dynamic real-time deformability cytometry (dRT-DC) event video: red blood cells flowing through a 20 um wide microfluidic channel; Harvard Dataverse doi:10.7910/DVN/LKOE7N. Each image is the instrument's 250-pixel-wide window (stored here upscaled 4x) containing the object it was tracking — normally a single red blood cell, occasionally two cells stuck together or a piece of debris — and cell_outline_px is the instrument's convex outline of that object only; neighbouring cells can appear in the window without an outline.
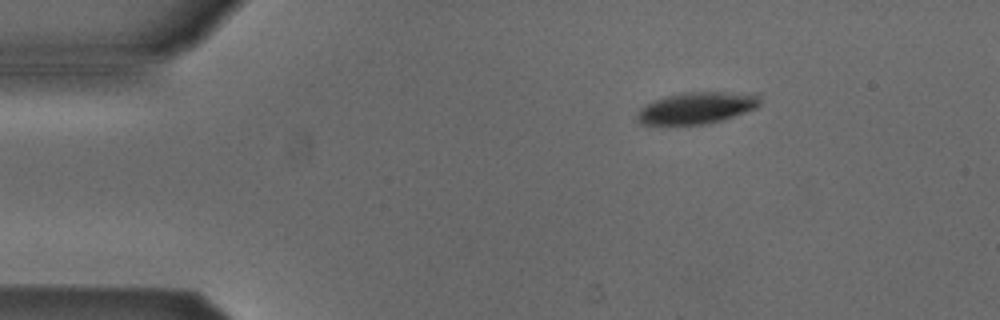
{"species": "Egyptian fruit bat (a non-hibernating species)", "species_latin": "Rousettus aegyptiacus", "temperature_condition": "cold", "stored_images_in_passage": 3, "camera_frame_rate_fps": 3000, "um_per_image_px": 0.085, "animal": {"sex": "male"}, "frame": {"image": 1, "passage_image": 1, "time_ms": 0.0, "image_size_px": [1000, 320], "cell_outline_px": [[760, 104], [756, 108], [720, 120], [704, 124], [640, 124], [636, 116], [636, 112], [644, 104], [652, 100], [684, 92], [756, 92], [760, 96]], "centroid_in_image_um": [59.22, 9.15], "position_along_channel_um": 25.8, "area_um2": 22.72}}
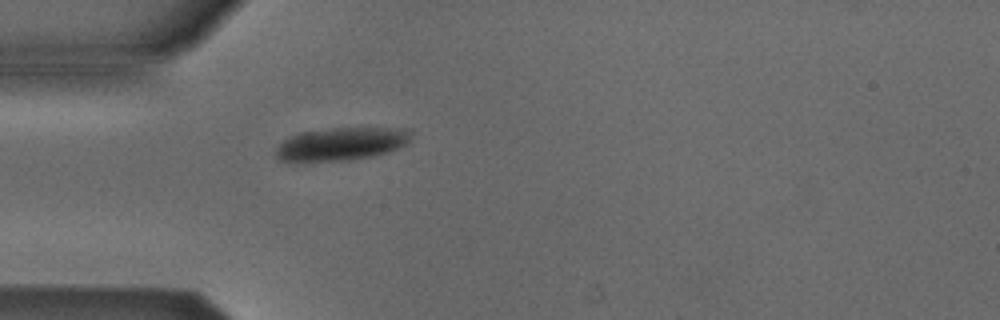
{"frame": {"image": 2, "passage_image": 3, "time_ms": 0.667, "image_size_px": [1000, 320], "cell_outline_px": [[412, 132], [408, 140], [404, 144], [396, 148], [372, 156], [348, 160], [276, 160], [272, 152], [276, 144], [280, 140], [304, 132], [332, 128], [412, 128]], "centroid_in_image_um": [28.94, 12.22], "position_along_channel_um": 56.1, "area_um2": 25.72}}